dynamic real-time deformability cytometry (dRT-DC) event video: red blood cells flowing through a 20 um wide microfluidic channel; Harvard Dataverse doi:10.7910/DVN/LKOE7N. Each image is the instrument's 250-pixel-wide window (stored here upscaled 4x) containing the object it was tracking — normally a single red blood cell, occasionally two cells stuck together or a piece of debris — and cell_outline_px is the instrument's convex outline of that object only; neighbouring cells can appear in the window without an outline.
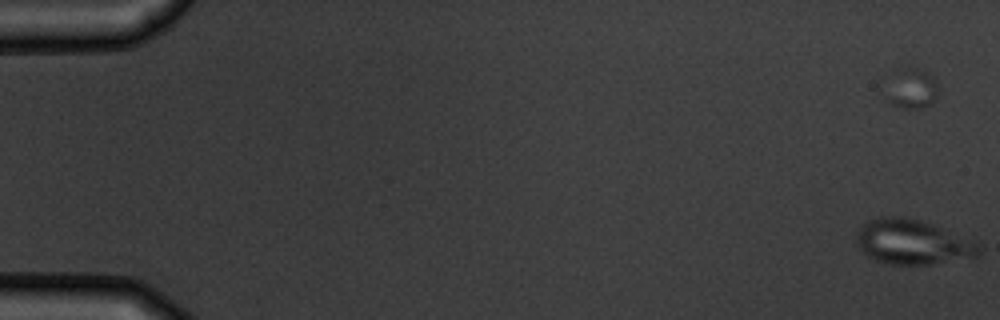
{"species": "common noctule bat (a hibernating species)", "species_latin": "Nyctalus noctula", "temperature_condition": "warm", "stored_images_in_passage": 6, "camera_frame_rate_fps": 3000, "um_per_image_px": 0.085, "animal": {"sex": "male", "body_mass_g": 19.5, "forearm_length_mm": 54.6}, "frame": {"image": 1, "passage_image": 1, "time_ms": 0.0, "image_size_px": [1000, 320], "cell_outline_px": [[984, 248], [976, 256], [928, 264], [892, 264], [876, 260], [868, 256], [856, 244], [856, 232], [864, 224], [880, 216], [904, 216], [920, 220], [932, 224], [980, 244]], "centroid_in_image_um": [77.54, 20.56], "position_along_channel_um": 7.5, "area_um2": 31.5}}